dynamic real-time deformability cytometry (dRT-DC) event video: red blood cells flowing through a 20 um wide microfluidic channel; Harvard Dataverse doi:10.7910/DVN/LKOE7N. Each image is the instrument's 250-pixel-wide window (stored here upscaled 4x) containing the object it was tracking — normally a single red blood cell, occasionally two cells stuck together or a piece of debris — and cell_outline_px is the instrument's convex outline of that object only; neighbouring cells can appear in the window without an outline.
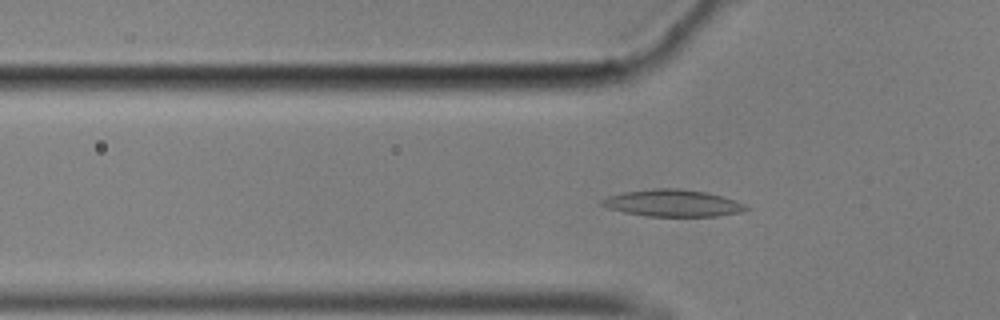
{"species": "common noctule bat (a hibernating species)", "species_latin": "Nyctalus noctula", "temperature_condition": "cold", "stored_images_in_passage": 44, "camera_frame_rate_fps": 3000, "um_per_image_px": 0.085, "animal": {"sex": "male", "body_mass_g": 17.9}, "frame": {"image": 1, "passage_image": 5, "time_ms": 1.333, "image_size_px": [1000, 320], "cell_outline_px": [[752, 208], [740, 212], [716, 216], [648, 216], [624, 212], [608, 208], [600, 204], [600, 200], [608, 196], [624, 192], [656, 188], [676, 188], [704, 192], [736, 200]], "centroid_in_image_um": [57.18, 17.27], "position_along_channel_um": 68.6, "area_um2": 22.43}}
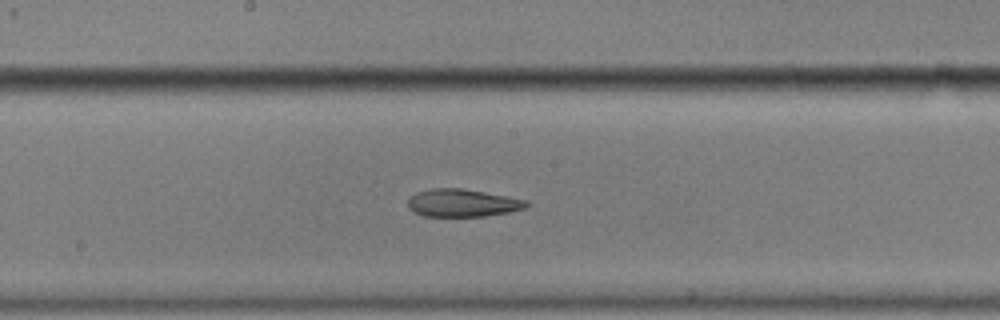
{"frame": {"image": 2, "passage_image": 17, "time_ms": 5.333, "image_size_px": [1000, 320], "cell_outline_px": [[528, 204], [524, 208], [508, 212], [484, 216], [424, 216], [412, 212], [408, 208], [408, 200], [416, 192], [432, 188], [464, 188], [508, 196], [528, 200]], "centroid_in_image_um": [39.29, 17.24], "position_along_channel_um": 208.9, "area_um2": 19.19}}
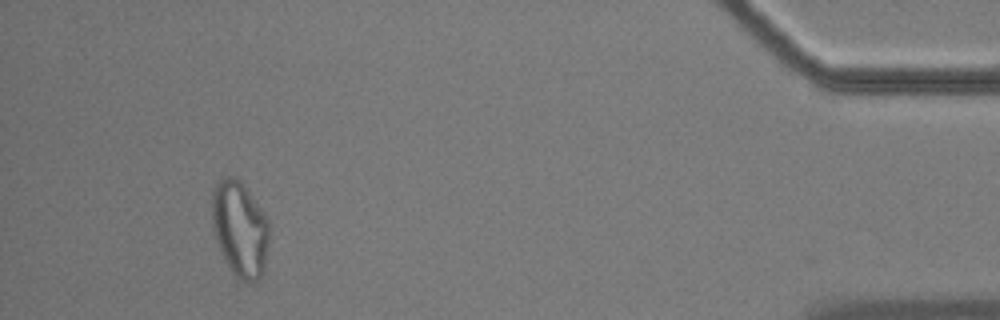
{"frame": {"image": 3, "passage_image": 40, "time_ms": 13.0, "image_size_px": [1000, 320], "cell_outline_px": [[268, 244], [264, 272], [256, 280], [248, 284], [240, 280], [228, 268], [220, 252], [212, 228], [212, 192], [216, 184], [224, 176], [232, 176], [240, 180], [260, 208], [268, 220]], "centroid_in_image_um": [20.37, 19.49], "position_along_channel_um": 414.8, "area_um2": 31.96}, "authors_computed_cell_mechanics": {"area_um2": 21.2993, "velocity_mm_per_s": 3.4929, "shape_relaxation_time_tau1_ms": null, "shape_relaxation_time_tau2_ms": 4.1475, "deformation_change_tau1": null, "deformation_change_tau2": 0.1232}}